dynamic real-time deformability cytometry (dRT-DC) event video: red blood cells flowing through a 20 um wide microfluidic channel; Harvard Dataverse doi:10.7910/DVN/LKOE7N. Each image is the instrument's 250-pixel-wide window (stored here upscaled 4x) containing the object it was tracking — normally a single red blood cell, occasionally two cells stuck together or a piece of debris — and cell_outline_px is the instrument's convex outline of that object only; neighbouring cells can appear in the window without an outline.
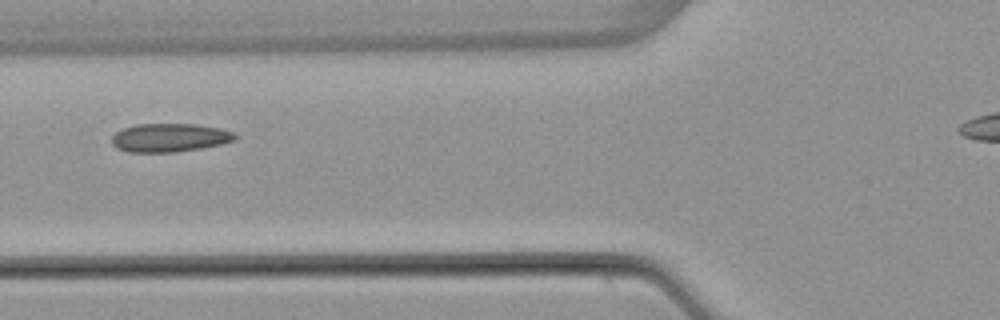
{"species": "common noctule bat (a hibernating species)", "species_latin": "Nyctalus noctula", "temperature_condition": "warm", "stored_images_in_passage": 2, "camera_frame_rate_fps": 3000, "um_per_image_px": 0.085, "animal": {"sex": "female", "body_mass_g": 22.7, "forearm_length_mm": 54.2}, "frame": {"image": 1, "passage_image": 2, "time_ms": 1.0, "image_size_px": [1000, 320], "cell_outline_px": [[236, 140], [220, 144], [200, 148], [176, 152], [128, 152], [116, 148], [112, 144], [112, 136], [116, 132], [124, 128], [136, 124], [196, 124], [220, 128], [232, 132], [236, 136]], "centroid_in_image_um": [14.39, 11.7], "position_along_channel_um": 111.4, "area_um2": 20.4}}